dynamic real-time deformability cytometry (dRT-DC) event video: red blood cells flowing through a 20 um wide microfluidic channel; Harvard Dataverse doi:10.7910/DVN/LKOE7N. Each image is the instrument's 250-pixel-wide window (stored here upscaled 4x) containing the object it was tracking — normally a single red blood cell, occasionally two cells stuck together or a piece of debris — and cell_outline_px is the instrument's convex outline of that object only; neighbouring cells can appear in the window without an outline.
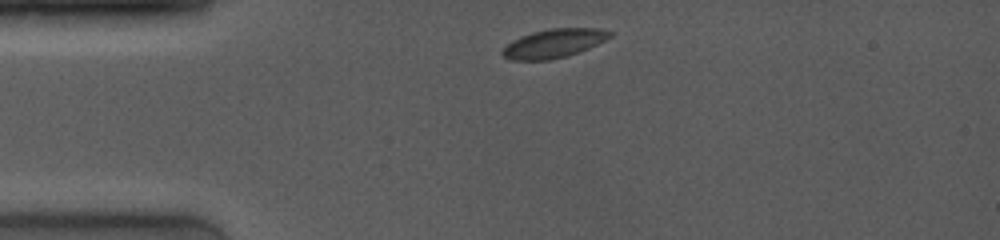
{"species": "common noctule bat (a hibernating species)", "species_latin": "Nyctalus noctula", "temperature_condition": "room temperature", "stored_images_in_passage": 23, "camera_frame_rate_fps": 4000, "um_per_image_px": 0.085, "animal": {"sex": "female", "body_mass_g": 19.0, "forearm_length_mm": 53.3}, "frame": {"image": 1, "passage_image": 1, "time_ms": 0.0, "image_size_px": [1000, 240], "cell_outline_px": [[612, 36], [580, 52], [568, 56], [552, 60], [512, 60], [504, 56], [500, 52], [512, 40], [520, 36], [532, 32], [548, 28], [600, 28], [612, 32]], "centroid_in_image_um": [47.07, 3.68], "position_along_channel_um": 37.9, "area_um2": 18.09}}
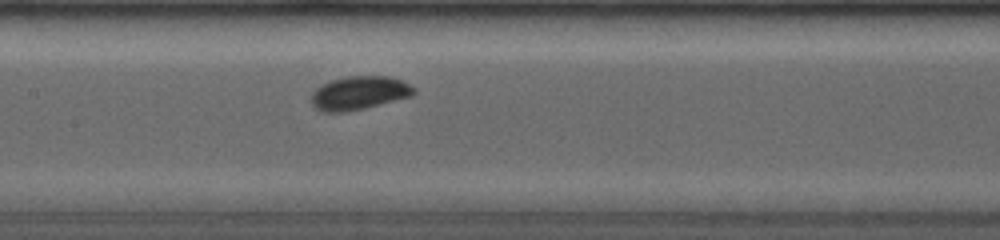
{"frame": {"image": 2, "passage_image": 10, "time_ms": 4.25, "image_size_px": [1000, 240], "cell_outline_px": [[416, 92], [412, 96], [364, 108], [344, 112], [320, 112], [312, 104], [312, 92], [320, 84], [344, 76], [388, 76], [400, 80], [416, 88]], "centroid_in_image_um": [30.51, 7.9], "position_along_channel_um": 176.9, "area_um2": 20.06}}
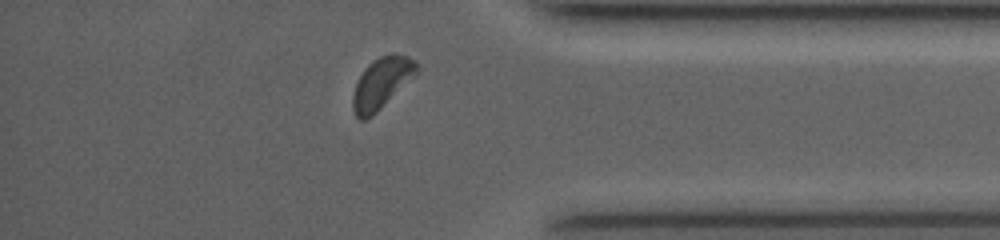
{"frame": {"image": 3, "passage_image": 21, "time_ms": 10.0, "image_size_px": [1000, 240], "cell_outline_px": [[420, 68], [372, 116], [364, 120], [360, 120], [356, 116], [352, 108], [352, 96], [356, 84], [364, 68], [372, 60], [380, 56], [392, 52], [408, 56], [416, 60]], "centroid_in_image_um": [32.41, 7.02], "position_along_channel_um": 402.8, "area_um2": 18.67}, "authors_computed_cell_mechanics": {"area_um2": 18.6694, "velocity_mm_per_s": 4.026, "shape_relaxation_time_tau1_ms": 1.7123, "shape_relaxation_time_tau2_ms": null, "deformation_change_tau1": 0.0837, "deformation_change_tau2": null}}